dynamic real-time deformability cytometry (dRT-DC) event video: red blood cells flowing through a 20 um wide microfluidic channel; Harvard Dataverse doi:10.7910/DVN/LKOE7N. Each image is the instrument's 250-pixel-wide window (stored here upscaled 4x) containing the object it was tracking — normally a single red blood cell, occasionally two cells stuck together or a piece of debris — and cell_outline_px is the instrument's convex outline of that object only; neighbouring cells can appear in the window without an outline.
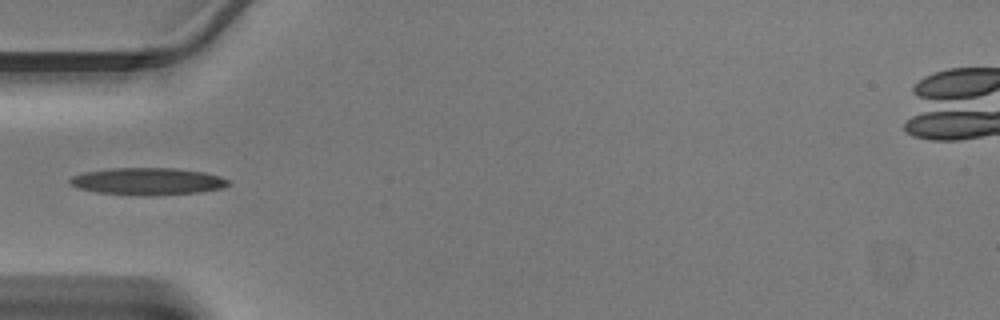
{"species": "Egyptian fruit bat (a non-hibernating species)", "species_latin": "Rousettus aegyptiacus", "temperature_condition": "warm", "stored_images_in_passage": 31, "camera_frame_rate_fps": 3000, "um_per_image_px": 0.085, "animal": {"sex": "male"}, "frame": {"image": 1, "passage_image": 1, "time_ms": 0.0, "image_size_px": [1000, 320], "cell_outline_px": [[228, 184], [220, 188], [200, 192], [96, 192], [76, 188], [68, 184], [68, 180], [72, 176], [84, 172], [112, 168], [176, 168], [204, 172], [220, 176], [228, 180]], "centroid_in_image_um": [12.48, 15.35], "position_along_channel_um": 72.5, "area_um2": 23.58}}
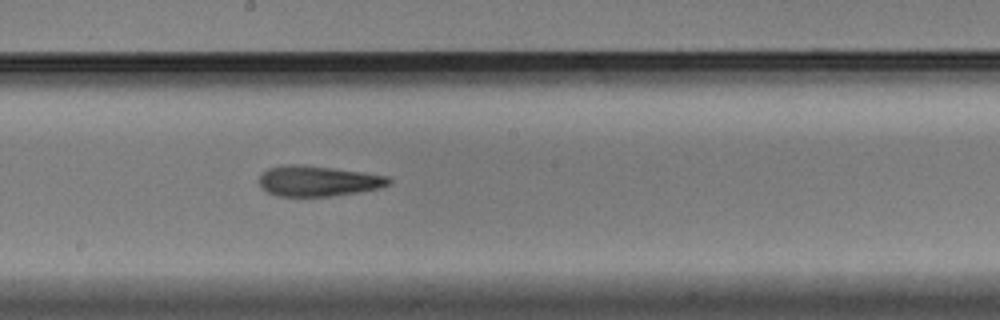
{"frame": {"image": 2, "passage_image": 11, "time_ms": 3.333, "image_size_px": [1000, 320], "cell_outline_px": [[392, 180], [388, 184], [380, 188], [360, 192], [332, 196], [276, 196], [260, 188], [260, 176], [268, 168], [284, 164], [300, 164], [364, 172], [388, 176]], "centroid_in_image_um": [27.03, 15.38], "position_along_channel_um": 221.2, "area_um2": 23.12}}
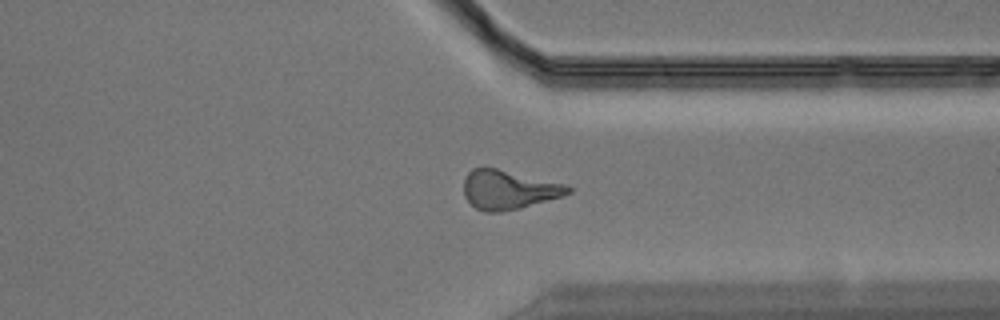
{"frame": {"image": 3, "passage_image": 21, "time_ms": 6.667, "image_size_px": [1000, 320], "cell_outline_px": [[572, 192], [564, 196], [520, 208], [500, 212], [484, 212], [476, 208], [464, 196], [464, 180], [468, 172], [472, 168], [496, 168], [568, 184], [572, 188]], "centroid_in_image_um": [43.27, 16.13], "position_along_channel_um": 368.1, "area_um2": 23.87}}